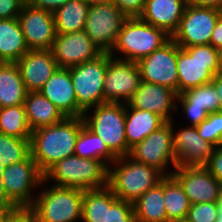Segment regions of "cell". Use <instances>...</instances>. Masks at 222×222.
<instances>
[{
	"label": "cell",
	"mask_w": 222,
	"mask_h": 222,
	"mask_svg": "<svg viewBox=\"0 0 222 222\" xmlns=\"http://www.w3.org/2000/svg\"><path fill=\"white\" fill-rule=\"evenodd\" d=\"M0 133L20 139H31L24 104L0 108Z\"/></svg>",
	"instance_id": "cell-33"
},
{
	"label": "cell",
	"mask_w": 222,
	"mask_h": 222,
	"mask_svg": "<svg viewBox=\"0 0 222 222\" xmlns=\"http://www.w3.org/2000/svg\"><path fill=\"white\" fill-rule=\"evenodd\" d=\"M108 167L103 161L69 156L50 167L44 180H54L55 186L80 190L100 189L108 185Z\"/></svg>",
	"instance_id": "cell-3"
},
{
	"label": "cell",
	"mask_w": 222,
	"mask_h": 222,
	"mask_svg": "<svg viewBox=\"0 0 222 222\" xmlns=\"http://www.w3.org/2000/svg\"><path fill=\"white\" fill-rule=\"evenodd\" d=\"M89 5H95V4H103V3H109L113 0H85Z\"/></svg>",
	"instance_id": "cell-50"
},
{
	"label": "cell",
	"mask_w": 222,
	"mask_h": 222,
	"mask_svg": "<svg viewBox=\"0 0 222 222\" xmlns=\"http://www.w3.org/2000/svg\"><path fill=\"white\" fill-rule=\"evenodd\" d=\"M51 50L58 67L61 68H70L91 61L103 53L84 30L56 34Z\"/></svg>",
	"instance_id": "cell-17"
},
{
	"label": "cell",
	"mask_w": 222,
	"mask_h": 222,
	"mask_svg": "<svg viewBox=\"0 0 222 222\" xmlns=\"http://www.w3.org/2000/svg\"><path fill=\"white\" fill-rule=\"evenodd\" d=\"M112 2L127 18H140L146 5V0H113Z\"/></svg>",
	"instance_id": "cell-38"
},
{
	"label": "cell",
	"mask_w": 222,
	"mask_h": 222,
	"mask_svg": "<svg viewBox=\"0 0 222 222\" xmlns=\"http://www.w3.org/2000/svg\"><path fill=\"white\" fill-rule=\"evenodd\" d=\"M171 175L180 183L191 205L218 201L221 184L205 166H177Z\"/></svg>",
	"instance_id": "cell-16"
},
{
	"label": "cell",
	"mask_w": 222,
	"mask_h": 222,
	"mask_svg": "<svg viewBox=\"0 0 222 222\" xmlns=\"http://www.w3.org/2000/svg\"><path fill=\"white\" fill-rule=\"evenodd\" d=\"M0 203H6V197H5V194H4V184H3L2 175H0Z\"/></svg>",
	"instance_id": "cell-47"
},
{
	"label": "cell",
	"mask_w": 222,
	"mask_h": 222,
	"mask_svg": "<svg viewBox=\"0 0 222 222\" xmlns=\"http://www.w3.org/2000/svg\"><path fill=\"white\" fill-rule=\"evenodd\" d=\"M12 210L14 209L9 204L0 203V222H3Z\"/></svg>",
	"instance_id": "cell-46"
},
{
	"label": "cell",
	"mask_w": 222,
	"mask_h": 222,
	"mask_svg": "<svg viewBox=\"0 0 222 222\" xmlns=\"http://www.w3.org/2000/svg\"><path fill=\"white\" fill-rule=\"evenodd\" d=\"M164 205L168 222L186 219L191 206L182 186L172 175L164 176Z\"/></svg>",
	"instance_id": "cell-31"
},
{
	"label": "cell",
	"mask_w": 222,
	"mask_h": 222,
	"mask_svg": "<svg viewBox=\"0 0 222 222\" xmlns=\"http://www.w3.org/2000/svg\"><path fill=\"white\" fill-rule=\"evenodd\" d=\"M28 51L18 18L0 19V62L16 63Z\"/></svg>",
	"instance_id": "cell-26"
},
{
	"label": "cell",
	"mask_w": 222,
	"mask_h": 222,
	"mask_svg": "<svg viewBox=\"0 0 222 222\" xmlns=\"http://www.w3.org/2000/svg\"><path fill=\"white\" fill-rule=\"evenodd\" d=\"M178 93L167 87L141 81L139 88L134 93L128 104L137 109H142L158 114L166 122L172 121L171 110H177L175 100Z\"/></svg>",
	"instance_id": "cell-21"
},
{
	"label": "cell",
	"mask_w": 222,
	"mask_h": 222,
	"mask_svg": "<svg viewBox=\"0 0 222 222\" xmlns=\"http://www.w3.org/2000/svg\"><path fill=\"white\" fill-rule=\"evenodd\" d=\"M222 11L187 3L177 30L171 38L181 47L209 44Z\"/></svg>",
	"instance_id": "cell-11"
},
{
	"label": "cell",
	"mask_w": 222,
	"mask_h": 222,
	"mask_svg": "<svg viewBox=\"0 0 222 222\" xmlns=\"http://www.w3.org/2000/svg\"><path fill=\"white\" fill-rule=\"evenodd\" d=\"M205 167L222 185V145L214 147L210 159Z\"/></svg>",
	"instance_id": "cell-40"
},
{
	"label": "cell",
	"mask_w": 222,
	"mask_h": 222,
	"mask_svg": "<svg viewBox=\"0 0 222 222\" xmlns=\"http://www.w3.org/2000/svg\"><path fill=\"white\" fill-rule=\"evenodd\" d=\"M178 222H190V221H188L187 219H184V220H181V221H178Z\"/></svg>",
	"instance_id": "cell-54"
},
{
	"label": "cell",
	"mask_w": 222,
	"mask_h": 222,
	"mask_svg": "<svg viewBox=\"0 0 222 222\" xmlns=\"http://www.w3.org/2000/svg\"><path fill=\"white\" fill-rule=\"evenodd\" d=\"M34 199L29 210L36 222H74L82 219L83 190L52 185Z\"/></svg>",
	"instance_id": "cell-6"
},
{
	"label": "cell",
	"mask_w": 222,
	"mask_h": 222,
	"mask_svg": "<svg viewBox=\"0 0 222 222\" xmlns=\"http://www.w3.org/2000/svg\"><path fill=\"white\" fill-rule=\"evenodd\" d=\"M187 3L188 0H146L140 18L172 36L179 26Z\"/></svg>",
	"instance_id": "cell-23"
},
{
	"label": "cell",
	"mask_w": 222,
	"mask_h": 222,
	"mask_svg": "<svg viewBox=\"0 0 222 222\" xmlns=\"http://www.w3.org/2000/svg\"><path fill=\"white\" fill-rule=\"evenodd\" d=\"M90 5L85 0H70L53 14L56 34L84 30Z\"/></svg>",
	"instance_id": "cell-29"
},
{
	"label": "cell",
	"mask_w": 222,
	"mask_h": 222,
	"mask_svg": "<svg viewBox=\"0 0 222 222\" xmlns=\"http://www.w3.org/2000/svg\"><path fill=\"white\" fill-rule=\"evenodd\" d=\"M3 222H36L33 213L29 209H14Z\"/></svg>",
	"instance_id": "cell-41"
},
{
	"label": "cell",
	"mask_w": 222,
	"mask_h": 222,
	"mask_svg": "<svg viewBox=\"0 0 222 222\" xmlns=\"http://www.w3.org/2000/svg\"><path fill=\"white\" fill-rule=\"evenodd\" d=\"M165 123L158 114L133 108L126 103L125 135L128 147L132 148Z\"/></svg>",
	"instance_id": "cell-24"
},
{
	"label": "cell",
	"mask_w": 222,
	"mask_h": 222,
	"mask_svg": "<svg viewBox=\"0 0 222 222\" xmlns=\"http://www.w3.org/2000/svg\"><path fill=\"white\" fill-rule=\"evenodd\" d=\"M84 125L82 117H64L60 122L32 131V159L44 174L56 162L74 155L77 136Z\"/></svg>",
	"instance_id": "cell-1"
},
{
	"label": "cell",
	"mask_w": 222,
	"mask_h": 222,
	"mask_svg": "<svg viewBox=\"0 0 222 222\" xmlns=\"http://www.w3.org/2000/svg\"><path fill=\"white\" fill-rule=\"evenodd\" d=\"M126 19L113 2L90 5L84 31L103 53H111Z\"/></svg>",
	"instance_id": "cell-10"
},
{
	"label": "cell",
	"mask_w": 222,
	"mask_h": 222,
	"mask_svg": "<svg viewBox=\"0 0 222 222\" xmlns=\"http://www.w3.org/2000/svg\"><path fill=\"white\" fill-rule=\"evenodd\" d=\"M171 127L177 166H205L214 146L202 139L196 127L180 129L177 133L173 129L172 121Z\"/></svg>",
	"instance_id": "cell-18"
},
{
	"label": "cell",
	"mask_w": 222,
	"mask_h": 222,
	"mask_svg": "<svg viewBox=\"0 0 222 222\" xmlns=\"http://www.w3.org/2000/svg\"><path fill=\"white\" fill-rule=\"evenodd\" d=\"M218 49L210 44L183 47L178 51V94L212 82L218 74Z\"/></svg>",
	"instance_id": "cell-7"
},
{
	"label": "cell",
	"mask_w": 222,
	"mask_h": 222,
	"mask_svg": "<svg viewBox=\"0 0 222 222\" xmlns=\"http://www.w3.org/2000/svg\"><path fill=\"white\" fill-rule=\"evenodd\" d=\"M4 168H5V166L3 165L2 161L0 160V175L3 174Z\"/></svg>",
	"instance_id": "cell-51"
},
{
	"label": "cell",
	"mask_w": 222,
	"mask_h": 222,
	"mask_svg": "<svg viewBox=\"0 0 222 222\" xmlns=\"http://www.w3.org/2000/svg\"><path fill=\"white\" fill-rule=\"evenodd\" d=\"M2 179L6 204L13 209H29L35 200L31 195L33 188L45 183L44 174L31 154L23 161L5 167Z\"/></svg>",
	"instance_id": "cell-8"
},
{
	"label": "cell",
	"mask_w": 222,
	"mask_h": 222,
	"mask_svg": "<svg viewBox=\"0 0 222 222\" xmlns=\"http://www.w3.org/2000/svg\"><path fill=\"white\" fill-rule=\"evenodd\" d=\"M18 20L29 50L52 49L56 38L53 13L25 3Z\"/></svg>",
	"instance_id": "cell-15"
},
{
	"label": "cell",
	"mask_w": 222,
	"mask_h": 222,
	"mask_svg": "<svg viewBox=\"0 0 222 222\" xmlns=\"http://www.w3.org/2000/svg\"><path fill=\"white\" fill-rule=\"evenodd\" d=\"M27 92H38L58 68L51 49L29 50L17 62Z\"/></svg>",
	"instance_id": "cell-19"
},
{
	"label": "cell",
	"mask_w": 222,
	"mask_h": 222,
	"mask_svg": "<svg viewBox=\"0 0 222 222\" xmlns=\"http://www.w3.org/2000/svg\"><path fill=\"white\" fill-rule=\"evenodd\" d=\"M141 82L137 62L116 59L107 53L104 79V103H128ZM124 102H123V101Z\"/></svg>",
	"instance_id": "cell-14"
},
{
	"label": "cell",
	"mask_w": 222,
	"mask_h": 222,
	"mask_svg": "<svg viewBox=\"0 0 222 222\" xmlns=\"http://www.w3.org/2000/svg\"><path fill=\"white\" fill-rule=\"evenodd\" d=\"M177 100L193 127L206 120L210 113L220 111L219 96L212 82L183 91Z\"/></svg>",
	"instance_id": "cell-22"
},
{
	"label": "cell",
	"mask_w": 222,
	"mask_h": 222,
	"mask_svg": "<svg viewBox=\"0 0 222 222\" xmlns=\"http://www.w3.org/2000/svg\"><path fill=\"white\" fill-rule=\"evenodd\" d=\"M196 128L203 140L214 147L222 145V111L210 113Z\"/></svg>",
	"instance_id": "cell-35"
},
{
	"label": "cell",
	"mask_w": 222,
	"mask_h": 222,
	"mask_svg": "<svg viewBox=\"0 0 222 222\" xmlns=\"http://www.w3.org/2000/svg\"><path fill=\"white\" fill-rule=\"evenodd\" d=\"M218 74H222V48L218 49Z\"/></svg>",
	"instance_id": "cell-48"
},
{
	"label": "cell",
	"mask_w": 222,
	"mask_h": 222,
	"mask_svg": "<svg viewBox=\"0 0 222 222\" xmlns=\"http://www.w3.org/2000/svg\"><path fill=\"white\" fill-rule=\"evenodd\" d=\"M40 93L50 100L65 117H83L85 111L77 103L69 68L58 67Z\"/></svg>",
	"instance_id": "cell-20"
},
{
	"label": "cell",
	"mask_w": 222,
	"mask_h": 222,
	"mask_svg": "<svg viewBox=\"0 0 222 222\" xmlns=\"http://www.w3.org/2000/svg\"><path fill=\"white\" fill-rule=\"evenodd\" d=\"M181 47L170 38L152 54L137 62L141 81L158 84L178 93L177 58Z\"/></svg>",
	"instance_id": "cell-13"
},
{
	"label": "cell",
	"mask_w": 222,
	"mask_h": 222,
	"mask_svg": "<svg viewBox=\"0 0 222 222\" xmlns=\"http://www.w3.org/2000/svg\"><path fill=\"white\" fill-rule=\"evenodd\" d=\"M188 3L199 7H212L222 11V0H188Z\"/></svg>",
	"instance_id": "cell-44"
},
{
	"label": "cell",
	"mask_w": 222,
	"mask_h": 222,
	"mask_svg": "<svg viewBox=\"0 0 222 222\" xmlns=\"http://www.w3.org/2000/svg\"><path fill=\"white\" fill-rule=\"evenodd\" d=\"M108 167V187L114 195L124 201L135 202L148 189L155 187L164 175L152 166L140 163L129 157H118Z\"/></svg>",
	"instance_id": "cell-2"
},
{
	"label": "cell",
	"mask_w": 222,
	"mask_h": 222,
	"mask_svg": "<svg viewBox=\"0 0 222 222\" xmlns=\"http://www.w3.org/2000/svg\"><path fill=\"white\" fill-rule=\"evenodd\" d=\"M84 125L99 136L116 157L129 154L125 135L126 104L106 102L95 106L93 115L83 114Z\"/></svg>",
	"instance_id": "cell-4"
},
{
	"label": "cell",
	"mask_w": 222,
	"mask_h": 222,
	"mask_svg": "<svg viewBox=\"0 0 222 222\" xmlns=\"http://www.w3.org/2000/svg\"><path fill=\"white\" fill-rule=\"evenodd\" d=\"M106 222H135L133 203L117 198L107 207Z\"/></svg>",
	"instance_id": "cell-37"
},
{
	"label": "cell",
	"mask_w": 222,
	"mask_h": 222,
	"mask_svg": "<svg viewBox=\"0 0 222 222\" xmlns=\"http://www.w3.org/2000/svg\"><path fill=\"white\" fill-rule=\"evenodd\" d=\"M215 222H222V216H218V218Z\"/></svg>",
	"instance_id": "cell-52"
},
{
	"label": "cell",
	"mask_w": 222,
	"mask_h": 222,
	"mask_svg": "<svg viewBox=\"0 0 222 222\" xmlns=\"http://www.w3.org/2000/svg\"><path fill=\"white\" fill-rule=\"evenodd\" d=\"M116 199L117 197L108 186L83 191L81 220L84 222H106L107 207Z\"/></svg>",
	"instance_id": "cell-30"
},
{
	"label": "cell",
	"mask_w": 222,
	"mask_h": 222,
	"mask_svg": "<svg viewBox=\"0 0 222 222\" xmlns=\"http://www.w3.org/2000/svg\"><path fill=\"white\" fill-rule=\"evenodd\" d=\"M218 218L216 202L192 204L186 219L190 222H215Z\"/></svg>",
	"instance_id": "cell-36"
},
{
	"label": "cell",
	"mask_w": 222,
	"mask_h": 222,
	"mask_svg": "<svg viewBox=\"0 0 222 222\" xmlns=\"http://www.w3.org/2000/svg\"><path fill=\"white\" fill-rule=\"evenodd\" d=\"M209 44L216 49L222 48V14L218 17L216 26L211 34Z\"/></svg>",
	"instance_id": "cell-43"
},
{
	"label": "cell",
	"mask_w": 222,
	"mask_h": 222,
	"mask_svg": "<svg viewBox=\"0 0 222 222\" xmlns=\"http://www.w3.org/2000/svg\"><path fill=\"white\" fill-rule=\"evenodd\" d=\"M213 85L215 86L219 100H220V111H222V74H217L212 80Z\"/></svg>",
	"instance_id": "cell-45"
},
{
	"label": "cell",
	"mask_w": 222,
	"mask_h": 222,
	"mask_svg": "<svg viewBox=\"0 0 222 222\" xmlns=\"http://www.w3.org/2000/svg\"><path fill=\"white\" fill-rule=\"evenodd\" d=\"M26 95L16 63L0 62V108L24 104Z\"/></svg>",
	"instance_id": "cell-28"
},
{
	"label": "cell",
	"mask_w": 222,
	"mask_h": 222,
	"mask_svg": "<svg viewBox=\"0 0 222 222\" xmlns=\"http://www.w3.org/2000/svg\"><path fill=\"white\" fill-rule=\"evenodd\" d=\"M171 36L141 18H127L119 32L117 42L110 53L118 50L125 55L120 60L138 62L164 45Z\"/></svg>",
	"instance_id": "cell-5"
},
{
	"label": "cell",
	"mask_w": 222,
	"mask_h": 222,
	"mask_svg": "<svg viewBox=\"0 0 222 222\" xmlns=\"http://www.w3.org/2000/svg\"><path fill=\"white\" fill-rule=\"evenodd\" d=\"M24 4L23 0H0V19L18 18Z\"/></svg>",
	"instance_id": "cell-39"
},
{
	"label": "cell",
	"mask_w": 222,
	"mask_h": 222,
	"mask_svg": "<svg viewBox=\"0 0 222 222\" xmlns=\"http://www.w3.org/2000/svg\"><path fill=\"white\" fill-rule=\"evenodd\" d=\"M74 155L80 158L101 160L107 166L108 162L113 163L117 159L109 151L104 141L85 125L81 127L77 136Z\"/></svg>",
	"instance_id": "cell-32"
},
{
	"label": "cell",
	"mask_w": 222,
	"mask_h": 222,
	"mask_svg": "<svg viewBox=\"0 0 222 222\" xmlns=\"http://www.w3.org/2000/svg\"><path fill=\"white\" fill-rule=\"evenodd\" d=\"M24 107L32 131L58 123L65 117L40 91L27 92Z\"/></svg>",
	"instance_id": "cell-25"
},
{
	"label": "cell",
	"mask_w": 222,
	"mask_h": 222,
	"mask_svg": "<svg viewBox=\"0 0 222 222\" xmlns=\"http://www.w3.org/2000/svg\"><path fill=\"white\" fill-rule=\"evenodd\" d=\"M30 154V139L0 133V160L5 167L25 160Z\"/></svg>",
	"instance_id": "cell-34"
},
{
	"label": "cell",
	"mask_w": 222,
	"mask_h": 222,
	"mask_svg": "<svg viewBox=\"0 0 222 222\" xmlns=\"http://www.w3.org/2000/svg\"><path fill=\"white\" fill-rule=\"evenodd\" d=\"M218 206V216H222V185L220 189V195L218 201L216 202Z\"/></svg>",
	"instance_id": "cell-49"
},
{
	"label": "cell",
	"mask_w": 222,
	"mask_h": 222,
	"mask_svg": "<svg viewBox=\"0 0 222 222\" xmlns=\"http://www.w3.org/2000/svg\"><path fill=\"white\" fill-rule=\"evenodd\" d=\"M128 156L137 162L156 168L164 176L171 175V172L167 173L165 170L169 162L172 163L174 169L177 167L171 121L166 122L158 130L150 133L145 139L130 148Z\"/></svg>",
	"instance_id": "cell-12"
},
{
	"label": "cell",
	"mask_w": 222,
	"mask_h": 222,
	"mask_svg": "<svg viewBox=\"0 0 222 222\" xmlns=\"http://www.w3.org/2000/svg\"><path fill=\"white\" fill-rule=\"evenodd\" d=\"M135 222H168L164 205V177L133 202Z\"/></svg>",
	"instance_id": "cell-27"
},
{
	"label": "cell",
	"mask_w": 222,
	"mask_h": 222,
	"mask_svg": "<svg viewBox=\"0 0 222 222\" xmlns=\"http://www.w3.org/2000/svg\"><path fill=\"white\" fill-rule=\"evenodd\" d=\"M70 0H33L31 4L39 9L54 13L59 7L65 5Z\"/></svg>",
	"instance_id": "cell-42"
},
{
	"label": "cell",
	"mask_w": 222,
	"mask_h": 222,
	"mask_svg": "<svg viewBox=\"0 0 222 222\" xmlns=\"http://www.w3.org/2000/svg\"><path fill=\"white\" fill-rule=\"evenodd\" d=\"M70 75L78 105L85 111L104 103V79L107 71V53L70 67Z\"/></svg>",
	"instance_id": "cell-9"
},
{
	"label": "cell",
	"mask_w": 222,
	"mask_h": 222,
	"mask_svg": "<svg viewBox=\"0 0 222 222\" xmlns=\"http://www.w3.org/2000/svg\"><path fill=\"white\" fill-rule=\"evenodd\" d=\"M25 3H31L33 0H23Z\"/></svg>",
	"instance_id": "cell-53"
}]
</instances>
